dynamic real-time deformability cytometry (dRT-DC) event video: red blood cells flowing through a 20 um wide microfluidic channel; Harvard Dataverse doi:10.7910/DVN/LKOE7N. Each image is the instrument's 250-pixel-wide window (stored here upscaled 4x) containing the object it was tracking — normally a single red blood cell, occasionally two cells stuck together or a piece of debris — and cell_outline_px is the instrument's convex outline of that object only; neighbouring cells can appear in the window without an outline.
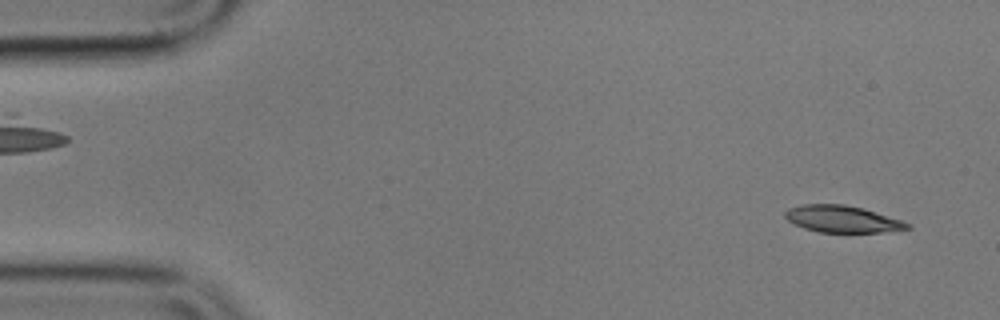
{"species": "common noctule bat (a hibernating species)", "species_latin": "Nyctalus noctula", "temperature_condition": "cold", "stored_images_in_passage": 12, "camera_frame_rate_fps": 3000, "um_per_image_px": 0.085, "animal": {"sex": "male", "body_mass_g": 17.9}, "frame": {"image": 1, "passage_image": 3, "time_ms": 0.667, "image_size_px": [1000, 320], "cell_outline_px": [[912, 228], [880, 232], [820, 232], [804, 228], [788, 220], [784, 216], [784, 212], [788, 208], [800, 204], [844, 204], [864, 208], [912, 224]], "centroid_in_image_um": [71.58, 18.6], "position_along_channel_um": 13.4, "area_um2": 19.07}}